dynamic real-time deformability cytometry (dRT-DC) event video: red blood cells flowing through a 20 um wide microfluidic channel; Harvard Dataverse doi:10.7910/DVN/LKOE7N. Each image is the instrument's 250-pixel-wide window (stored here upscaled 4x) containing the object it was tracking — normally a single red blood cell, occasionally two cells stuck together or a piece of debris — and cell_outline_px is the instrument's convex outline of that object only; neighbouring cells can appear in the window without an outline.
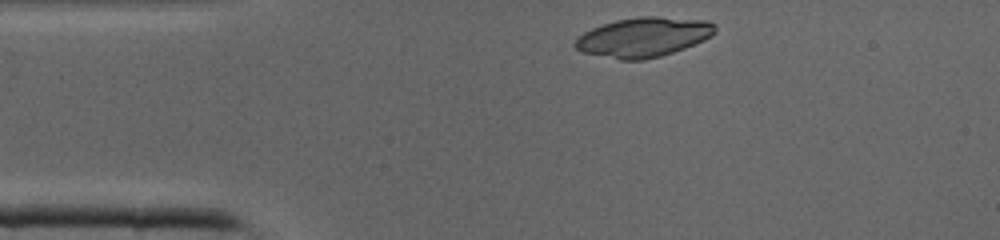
{"species": "common noctule bat (a hibernating species)", "species_latin": "Nyctalus noctula", "temperature_condition": "cold", "stored_images_in_passage": 29, "camera_frame_rate_fps": 3000, "um_per_image_px": 0.085, "animal": {"sex": "male", "body_mass_g": 19.0, "forearm_length_mm": 50.8}, "frame": {"image": 1, "passage_image": 1, "time_ms": 0.0, "image_size_px": [1000, 240], "cell_outline_px": [[716, 32], [712, 36], [704, 40], [684, 48], [660, 56], [644, 60], [620, 60], [580, 52], [572, 44], [584, 32], [592, 28], [616, 20], [640, 16], [656, 16], [708, 20], [716, 24]], "centroid_in_image_um": [54.71, 3.15], "position_along_channel_um": 30.3, "area_um2": 32.43}}